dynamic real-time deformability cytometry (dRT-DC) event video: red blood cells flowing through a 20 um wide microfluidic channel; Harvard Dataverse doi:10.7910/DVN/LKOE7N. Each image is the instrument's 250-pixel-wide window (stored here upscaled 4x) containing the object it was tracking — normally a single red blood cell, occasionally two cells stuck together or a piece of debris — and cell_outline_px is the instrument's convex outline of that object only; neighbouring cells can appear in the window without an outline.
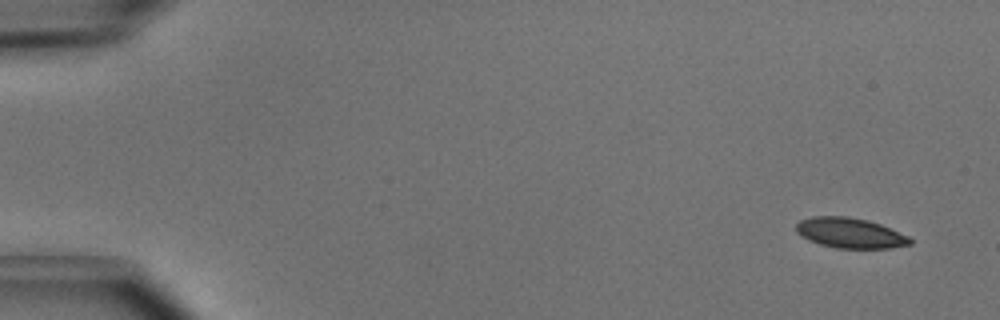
{"species": "common noctule bat (a hibernating species)", "species_latin": "Nyctalus noctula", "temperature_condition": "cold", "stored_images_in_passage": 2, "camera_frame_rate_fps": 3000, "um_per_image_px": 0.085, "animal": {"sex": "male", "body_mass_g": 15.6}, "frame": {"image": 1, "passage_image": 2, "time_ms": 0.333, "image_size_px": [1000, 320], "cell_outline_px": [[912, 244], [892, 248], [836, 248], [820, 244], [808, 240], [800, 236], [796, 232], [796, 224], [800, 220], [812, 216], [848, 216], [868, 220], [880, 224], [908, 236], [912, 240]], "centroid_in_image_um": [72.23, 19.8], "position_along_channel_um": 12.8, "area_um2": 20.17}}